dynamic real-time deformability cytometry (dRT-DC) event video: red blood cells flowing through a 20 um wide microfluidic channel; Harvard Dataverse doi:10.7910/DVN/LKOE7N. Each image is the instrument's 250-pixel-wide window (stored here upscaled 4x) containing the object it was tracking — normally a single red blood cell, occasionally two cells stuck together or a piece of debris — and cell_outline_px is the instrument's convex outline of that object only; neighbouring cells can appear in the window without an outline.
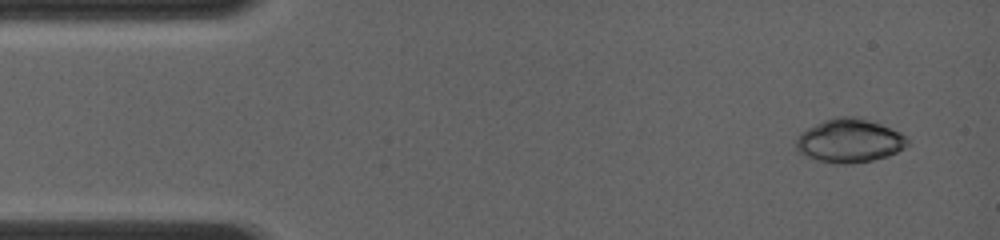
{"species": "common noctule bat (a hibernating species)", "species_latin": "Nyctalus noctula", "temperature_condition": "room temperature", "stored_images_in_passage": 4, "camera_frame_rate_fps": 4000, "um_per_image_px": 0.085, "animal": {"sex": "female", "body_mass_g": 19.0, "forearm_length_mm": 56.7}, "frame": {"image": 1, "passage_image": 1, "time_ms": 0.0, "image_size_px": [1000, 240], "cell_outline_px": [[908, 144], [904, 148], [888, 156], [872, 160], [848, 164], [836, 164], [816, 160], [804, 156], [796, 148], [796, 140], [800, 132], [824, 120], [836, 116], [852, 116], [880, 124], [900, 132], [908, 140]], "centroid_in_image_um": [72.17, 11.97], "position_along_channel_um": 12.8, "area_um2": 28.21}}